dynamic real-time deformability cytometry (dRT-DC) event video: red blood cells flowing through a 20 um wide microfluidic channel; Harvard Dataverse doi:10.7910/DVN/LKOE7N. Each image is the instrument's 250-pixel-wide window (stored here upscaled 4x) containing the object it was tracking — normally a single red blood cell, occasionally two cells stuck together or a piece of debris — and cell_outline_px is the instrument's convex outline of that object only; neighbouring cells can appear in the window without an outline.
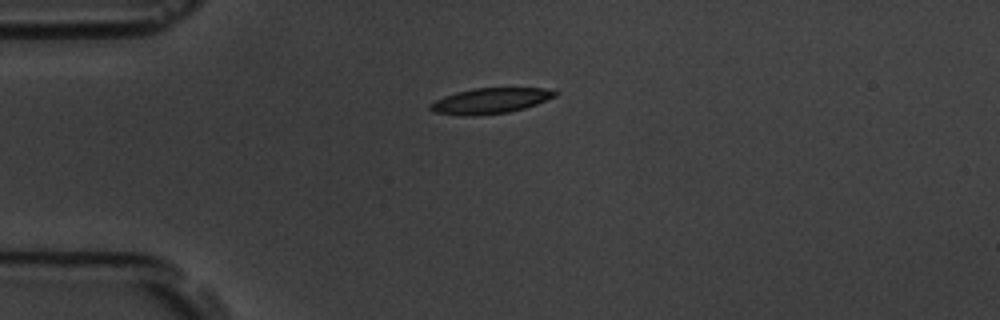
{"species": "common noctule bat (a hibernating species)", "species_latin": "Nyctalus noctula", "temperature_condition": "room temperature", "stored_images_in_passage": 43, "camera_frame_rate_fps": 3000, "um_per_image_px": 0.085, "animal": {"sex": "male", "body_mass_g": 19.5, "forearm_length_mm": 54.6}, "frame": {"image": 1, "passage_image": 1, "time_ms": 0.0, "image_size_px": [1000, 320], "cell_outline_px": [[556, 96], [536, 104], [524, 108], [508, 112], [472, 116], [460, 116], [432, 112], [428, 108], [428, 104], [444, 96], [456, 92], [472, 88], [544, 88], [556, 92]], "centroid_in_image_um": [41.59, 8.57], "position_along_channel_um": 43.4, "area_um2": 18.61}}
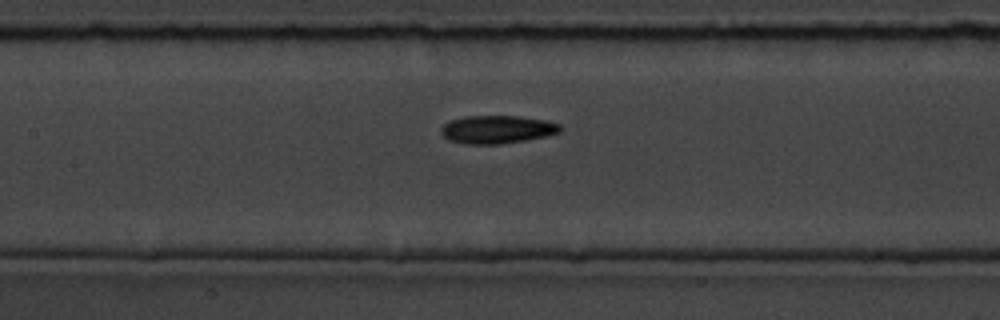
{"frame": {"image": 2, "passage_image": 13, "time_ms": 4.0, "image_size_px": [1000, 320], "cell_outline_px": [[560, 132], [544, 136], [524, 140], [500, 144], [464, 144], [448, 140], [440, 132], [440, 128], [444, 124], [452, 120], [464, 116], [516, 116], [544, 120], [560, 124]], "centroid_in_image_um": [42.2, 11.0], "position_along_channel_um": 165.2, "area_um2": 19.31}}
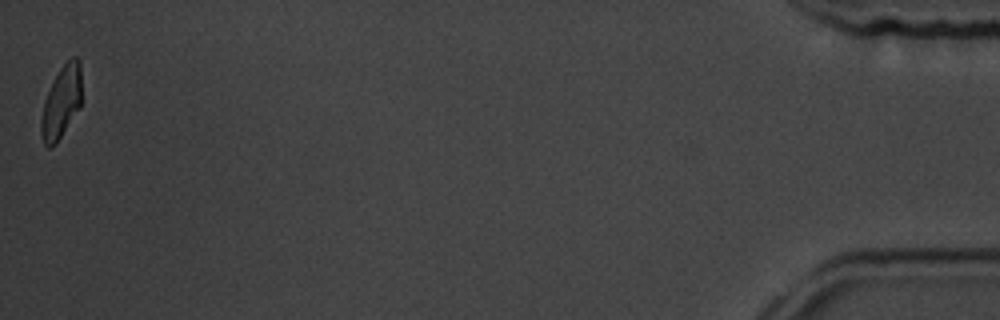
{"frame": {"image": 3, "passage_image": 43, "time_ms": 14.0, "image_size_px": [1000, 320], "cell_outline_px": [[80, 108], [56, 144], [48, 148], [44, 144], [40, 136], [40, 120], [44, 100], [60, 68], [72, 56], [76, 56], [80, 60]], "centroid_in_image_um": [5.19, 8.72], "position_along_channel_um": 430.0, "area_um2": 16.99}, "authors_computed_cell_mechanics": {"area_um2": 19.0162, "velocity_mm_per_s": 3.62, "shape_relaxation_time_tau1_ms": 3.1745, "shape_relaxation_time_tau2_ms": 3.9841, "deformation_change_tau1": 0.1313, "deformation_change_tau2": 0.0878}}